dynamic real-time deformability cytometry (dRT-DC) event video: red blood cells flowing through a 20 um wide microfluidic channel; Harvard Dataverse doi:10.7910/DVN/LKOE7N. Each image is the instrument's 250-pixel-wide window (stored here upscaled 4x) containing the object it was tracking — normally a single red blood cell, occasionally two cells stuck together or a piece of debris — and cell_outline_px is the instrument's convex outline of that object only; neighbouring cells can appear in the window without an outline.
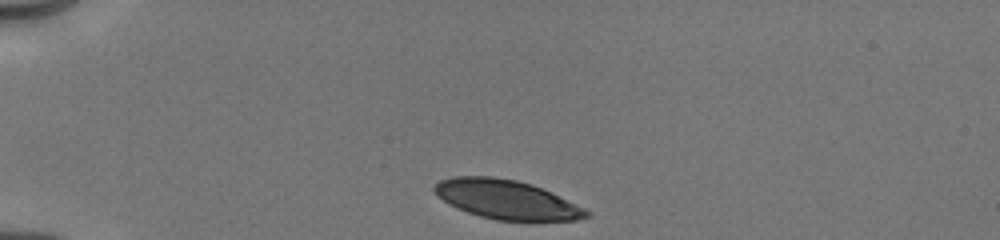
{"species": "human", "species_latin": "Homo sapiens", "temperature_condition": "cold", "stored_images_in_passage": 19, "camera_frame_rate_fps": 3000, "um_per_image_px": 0.085, "donor": {"sex": "male"}, "frame": {"image": 1, "passage_image": 1, "time_ms": 0.0, "image_size_px": [1000, 240], "cell_outline_px": [[592, 212], [588, 216], [576, 220], [496, 220], [480, 216], [468, 212], [448, 204], [436, 196], [432, 188], [440, 180], [452, 176], [492, 176], [516, 180], [532, 184], [584, 208]], "centroid_in_image_um": [42.99, 16.95], "position_along_channel_um": 42.0, "area_um2": 34.33}}
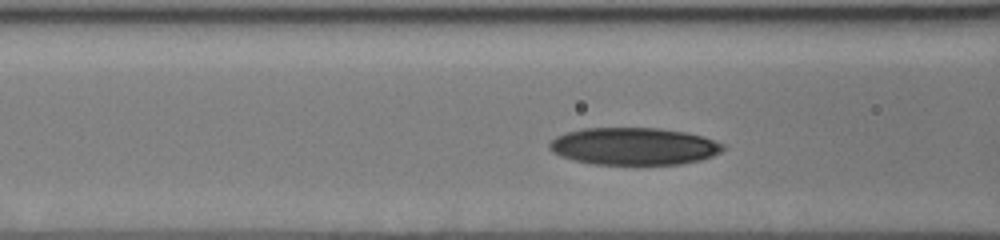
{"frame": {"image": 2, "passage_image": 9, "time_ms": 3.0, "image_size_px": [1000, 240], "cell_outline_px": [[724, 148], [720, 152], [712, 156], [700, 160], [680, 164], [592, 164], [560, 156], [552, 152], [548, 148], [548, 144], [556, 136], [564, 132], [580, 128], [660, 128], [684, 132], [700, 136], [724, 144]], "centroid_in_image_um": [53.82, 12.43], "position_along_channel_um": 112.8, "area_um2": 37.69}}
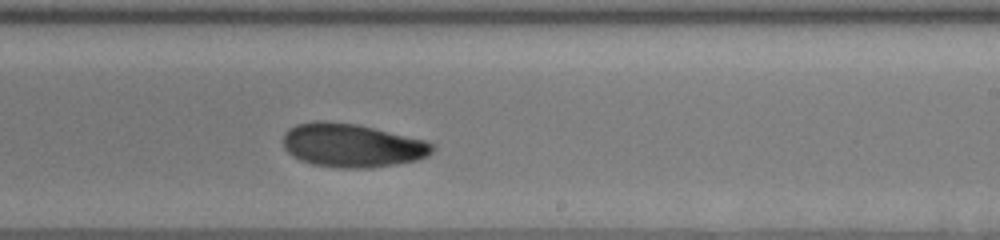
{"frame": {"image": 3, "passage_image": 19, "time_ms": 6.667, "image_size_px": [1000, 240], "cell_outline_px": [[436, 148], [428, 156], [416, 160], [396, 164], [368, 168], [340, 168], [312, 164], [300, 160], [292, 156], [284, 148], [284, 132], [288, 128], [296, 124], [312, 120], [328, 120], [356, 124], [424, 140], [436, 144]], "centroid_in_image_um": [29.9, 12.35], "position_along_channel_um": 259.1, "area_um2": 38.15}}